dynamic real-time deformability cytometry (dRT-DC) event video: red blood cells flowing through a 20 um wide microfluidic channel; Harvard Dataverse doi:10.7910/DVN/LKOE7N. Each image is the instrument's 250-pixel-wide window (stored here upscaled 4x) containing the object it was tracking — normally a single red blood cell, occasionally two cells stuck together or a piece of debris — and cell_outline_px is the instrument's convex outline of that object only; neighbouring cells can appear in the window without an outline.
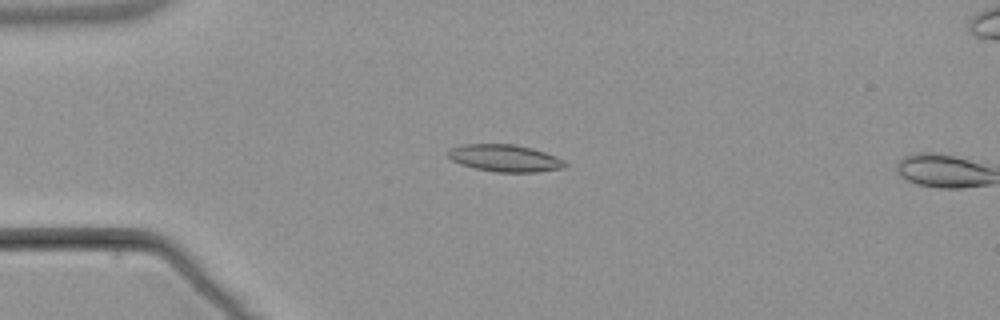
{"species": "common noctule bat (a hibernating species)", "species_latin": "Nyctalus noctula", "temperature_condition": "warm", "stored_images_in_passage": 5, "camera_frame_rate_fps": 3000, "um_per_image_px": 0.085, "animal": {"sex": "male", "body_mass_g": 21.5, "forearm_length_mm": 52.0}, "frame": {"image": 1, "passage_image": 4, "time_ms": 3.667, "image_size_px": [1000, 320], "cell_outline_px": [[568, 164], [564, 168], [536, 172], [496, 172], [476, 168], [460, 164], [452, 160], [444, 152], [452, 148], [464, 144], [516, 144], [532, 148], [556, 156], [564, 160]], "centroid_in_image_um": [42.92, 13.44], "position_along_channel_um": 42.1, "area_um2": 18.55}}